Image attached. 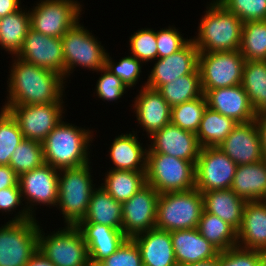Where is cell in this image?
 I'll list each match as a JSON object with an SVG mask.
<instances>
[{
	"label": "cell",
	"instance_id": "7a4b0ae2",
	"mask_svg": "<svg viewBox=\"0 0 266 266\" xmlns=\"http://www.w3.org/2000/svg\"><path fill=\"white\" fill-rule=\"evenodd\" d=\"M93 131L61 121L42 142L44 162L57 170L91 163L88 156ZM89 147V148H88Z\"/></svg>",
	"mask_w": 266,
	"mask_h": 266
},
{
	"label": "cell",
	"instance_id": "44dd1931",
	"mask_svg": "<svg viewBox=\"0 0 266 266\" xmlns=\"http://www.w3.org/2000/svg\"><path fill=\"white\" fill-rule=\"evenodd\" d=\"M205 96L207 107L237 123H247L255 119L256 114L241 84L209 90Z\"/></svg>",
	"mask_w": 266,
	"mask_h": 266
},
{
	"label": "cell",
	"instance_id": "6da1fadb",
	"mask_svg": "<svg viewBox=\"0 0 266 266\" xmlns=\"http://www.w3.org/2000/svg\"><path fill=\"white\" fill-rule=\"evenodd\" d=\"M4 106L64 103V76L14 57ZM9 82V83H8Z\"/></svg>",
	"mask_w": 266,
	"mask_h": 266
},
{
	"label": "cell",
	"instance_id": "2e32d148",
	"mask_svg": "<svg viewBox=\"0 0 266 266\" xmlns=\"http://www.w3.org/2000/svg\"><path fill=\"white\" fill-rule=\"evenodd\" d=\"M16 57L40 68L57 72L65 78L62 39L47 36L30 28Z\"/></svg>",
	"mask_w": 266,
	"mask_h": 266
},
{
	"label": "cell",
	"instance_id": "f907efd6",
	"mask_svg": "<svg viewBox=\"0 0 266 266\" xmlns=\"http://www.w3.org/2000/svg\"><path fill=\"white\" fill-rule=\"evenodd\" d=\"M19 0H0V18L15 13L20 9Z\"/></svg>",
	"mask_w": 266,
	"mask_h": 266
},
{
	"label": "cell",
	"instance_id": "f6af8a7d",
	"mask_svg": "<svg viewBox=\"0 0 266 266\" xmlns=\"http://www.w3.org/2000/svg\"><path fill=\"white\" fill-rule=\"evenodd\" d=\"M219 266H261V254L258 250L235 246L219 253Z\"/></svg>",
	"mask_w": 266,
	"mask_h": 266
},
{
	"label": "cell",
	"instance_id": "ee69618b",
	"mask_svg": "<svg viewBox=\"0 0 266 266\" xmlns=\"http://www.w3.org/2000/svg\"><path fill=\"white\" fill-rule=\"evenodd\" d=\"M101 71V77L97 80L96 84V94L98 98L106 101H116L120 99L124 92H127V87L123 82L105 67L100 68L98 72ZM103 73V74H102Z\"/></svg>",
	"mask_w": 266,
	"mask_h": 266
},
{
	"label": "cell",
	"instance_id": "681fc988",
	"mask_svg": "<svg viewBox=\"0 0 266 266\" xmlns=\"http://www.w3.org/2000/svg\"><path fill=\"white\" fill-rule=\"evenodd\" d=\"M261 138V152L266 159V111L256 114L255 119Z\"/></svg>",
	"mask_w": 266,
	"mask_h": 266
},
{
	"label": "cell",
	"instance_id": "11a10c76",
	"mask_svg": "<svg viewBox=\"0 0 266 266\" xmlns=\"http://www.w3.org/2000/svg\"><path fill=\"white\" fill-rule=\"evenodd\" d=\"M87 266H103L100 262H93L90 261L89 264Z\"/></svg>",
	"mask_w": 266,
	"mask_h": 266
},
{
	"label": "cell",
	"instance_id": "603a6c76",
	"mask_svg": "<svg viewBox=\"0 0 266 266\" xmlns=\"http://www.w3.org/2000/svg\"><path fill=\"white\" fill-rule=\"evenodd\" d=\"M175 259L178 266L206 261L217 257L220 251L197 230L170 231Z\"/></svg>",
	"mask_w": 266,
	"mask_h": 266
},
{
	"label": "cell",
	"instance_id": "cb8c5ba5",
	"mask_svg": "<svg viewBox=\"0 0 266 266\" xmlns=\"http://www.w3.org/2000/svg\"><path fill=\"white\" fill-rule=\"evenodd\" d=\"M87 245L90 261L101 262L114 253L127 238L122 230L99 223L76 225Z\"/></svg>",
	"mask_w": 266,
	"mask_h": 266
},
{
	"label": "cell",
	"instance_id": "4dcf8cb0",
	"mask_svg": "<svg viewBox=\"0 0 266 266\" xmlns=\"http://www.w3.org/2000/svg\"><path fill=\"white\" fill-rule=\"evenodd\" d=\"M238 123L207 107L203 113L197 139L201 147H219Z\"/></svg>",
	"mask_w": 266,
	"mask_h": 266
},
{
	"label": "cell",
	"instance_id": "d6986e66",
	"mask_svg": "<svg viewBox=\"0 0 266 266\" xmlns=\"http://www.w3.org/2000/svg\"><path fill=\"white\" fill-rule=\"evenodd\" d=\"M219 148L237 165L261 161V138L256 121L238 123Z\"/></svg>",
	"mask_w": 266,
	"mask_h": 266
},
{
	"label": "cell",
	"instance_id": "1f68e13d",
	"mask_svg": "<svg viewBox=\"0 0 266 266\" xmlns=\"http://www.w3.org/2000/svg\"><path fill=\"white\" fill-rule=\"evenodd\" d=\"M145 172L110 169L101 187L116 201L123 203L146 185Z\"/></svg>",
	"mask_w": 266,
	"mask_h": 266
},
{
	"label": "cell",
	"instance_id": "d590c367",
	"mask_svg": "<svg viewBox=\"0 0 266 266\" xmlns=\"http://www.w3.org/2000/svg\"><path fill=\"white\" fill-rule=\"evenodd\" d=\"M239 51L245 61H266V20L243 23Z\"/></svg>",
	"mask_w": 266,
	"mask_h": 266
},
{
	"label": "cell",
	"instance_id": "e0dca14e",
	"mask_svg": "<svg viewBox=\"0 0 266 266\" xmlns=\"http://www.w3.org/2000/svg\"><path fill=\"white\" fill-rule=\"evenodd\" d=\"M147 154H167L186 161H197L201 146L195 133L181 129L171 122L150 137Z\"/></svg>",
	"mask_w": 266,
	"mask_h": 266
},
{
	"label": "cell",
	"instance_id": "4316f807",
	"mask_svg": "<svg viewBox=\"0 0 266 266\" xmlns=\"http://www.w3.org/2000/svg\"><path fill=\"white\" fill-rule=\"evenodd\" d=\"M135 133V134H134ZM137 131L125 133L113 140L110 147V158L114 164L113 170L146 171L147 151L136 138Z\"/></svg>",
	"mask_w": 266,
	"mask_h": 266
},
{
	"label": "cell",
	"instance_id": "3957f363",
	"mask_svg": "<svg viewBox=\"0 0 266 266\" xmlns=\"http://www.w3.org/2000/svg\"><path fill=\"white\" fill-rule=\"evenodd\" d=\"M198 25V35L191 38L199 52L240 49L243 21L217 0H212Z\"/></svg>",
	"mask_w": 266,
	"mask_h": 266
},
{
	"label": "cell",
	"instance_id": "9a60e30c",
	"mask_svg": "<svg viewBox=\"0 0 266 266\" xmlns=\"http://www.w3.org/2000/svg\"><path fill=\"white\" fill-rule=\"evenodd\" d=\"M159 193L146 184L122 203V231L127 238L155 228Z\"/></svg>",
	"mask_w": 266,
	"mask_h": 266
},
{
	"label": "cell",
	"instance_id": "f5cc1de1",
	"mask_svg": "<svg viewBox=\"0 0 266 266\" xmlns=\"http://www.w3.org/2000/svg\"><path fill=\"white\" fill-rule=\"evenodd\" d=\"M182 266H219V255L217 257H214L206 261L191 263V264L182 265Z\"/></svg>",
	"mask_w": 266,
	"mask_h": 266
},
{
	"label": "cell",
	"instance_id": "83f0119b",
	"mask_svg": "<svg viewBox=\"0 0 266 266\" xmlns=\"http://www.w3.org/2000/svg\"><path fill=\"white\" fill-rule=\"evenodd\" d=\"M231 189L247 202L260 201L266 191V159L238 165Z\"/></svg>",
	"mask_w": 266,
	"mask_h": 266
},
{
	"label": "cell",
	"instance_id": "8fae6325",
	"mask_svg": "<svg viewBox=\"0 0 266 266\" xmlns=\"http://www.w3.org/2000/svg\"><path fill=\"white\" fill-rule=\"evenodd\" d=\"M76 22L62 37L65 80L76 66L98 71L105 66L107 52L83 24ZM72 71V72H71Z\"/></svg>",
	"mask_w": 266,
	"mask_h": 266
},
{
	"label": "cell",
	"instance_id": "5b68a950",
	"mask_svg": "<svg viewBox=\"0 0 266 266\" xmlns=\"http://www.w3.org/2000/svg\"><path fill=\"white\" fill-rule=\"evenodd\" d=\"M203 210V197L196 188L159 194L155 228L165 231L197 228Z\"/></svg>",
	"mask_w": 266,
	"mask_h": 266
},
{
	"label": "cell",
	"instance_id": "9c48e42d",
	"mask_svg": "<svg viewBox=\"0 0 266 266\" xmlns=\"http://www.w3.org/2000/svg\"><path fill=\"white\" fill-rule=\"evenodd\" d=\"M40 225L36 218L8 221L0 227V266H26L38 251Z\"/></svg>",
	"mask_w": 266,
	"mask_h": 266
},
{
	"label": "cell",
	"instance_id": "7c38bea8",
	"mask_svg": "<svg viewBox=\"0 0 266 266\" xmlns=\"http://www.w3.org/2000/svg\"><path fill=\"white\" fill-rule=\"evenodd\" d=\"M30 11L31 28L47 36L61 38L79 21L82 5L75 0H40Z\"/></svg>",
	"mask_w": 266,
	"mask_h": 266
},
{
	"label": "cell",
	"instance_id": "ffe728a7",
	"mask_svg": "<svg viewBox=\"0 0 266 266\" xmlns=\"http://www.w3.org/2000/svg\"><path fill=\"white\" fill-rule=\"evenodd\" d=\"M134 100L137 122L145 129L148 137L171 121V106L158 90L141 87Z\"/></svg>",
	"mask_w": 266,
	"mask_h": 266
},
{
	"label": "cell",
	"instance_id": "d6a6232c",
	"mask_svg": "<svg viewBox=\"0 0 266 266\" xmlns=\"http://www.w3.org/2000/svg\"><path fill=\"white\" fill-rule=\"evenodd\" d=\"M20 8L15 13L0 18V45L2 49L16 55L22 48L30 25L29 10Z\"/></svg>",
	"mask_w": 266,
	"mask_h": 266
},
{
	"label": "cell",
	"instance_id": "484cf974",
	"mask_svg": "<svg viewBox=\"0 0 266 266\" xmlns=\"http://www.w3.org/2000/svg\"><path fill=\"white\" fill-rule=\"evenodd\" d=\"M204 211L218 216L236 231L240 228L246 200L236 195L231 188L201 193Z\"/></svg>",
	"mask_w": 266,
	"mask_h": 266
},
{
	"label": "cell",
	"instance_id": "f35d334b",
	"mask_svg": "<svg viewBox=\"0 0 266 266\" xmlns=\"http://www.w3.org/2000/svg\"><path fill=\"white\" fill-rule=\"evenodd\" d=\"M24 140L16 119L5 108L0 112V165H9L11 155Z\"/></svg>",
	"mask_w": 266,
	"mask_h": 266
},
{
	"label": "cell",
	"instance_id": "b9f144b4",
	"mask_svg": "<svg viewBox=\"0 0 266 266\" xmlns=\"http://www.w3.org/2000/svg\"><path fill=\"white\" fill-rule=\"evenodd\" d=\"M243 22L266 20V0H217Z\"/></svg>",
	"mask_w": 266,
	"mask_h": 266
},
{
	"label": "cell",
	"instance_id": "ba28073f",
	"mask_svg": "<svg viewBox=\"0 0 266 266\" xmlns=\"http://www.w3.org/2000/svg\"><path fill=\"white\" fill-rule=\"evenodd\" d=\"M58 180L59 170L46 163L31 171L22 173L19 176L18 183L21 196L24 197L23 201H27L25 202L27 205H24L23 210L21 209L18 215L15 214V217L9 221H28L33 219L35 212L33 206L35 205L43 204L57 207Z\"/></svg>",
	"mask_w": 266,
	"mask_h": 266
},
{
	"label": "cell",
	"instance_id": "816d5d0a",
	"mask_svg": "<svg viewBox=\"0 0 266 266\" xmlns=\"http://www.w3.org/2000/svg\"><path fill=\"white\" fill-rule=\"evenodd\" d=\"M26 266H55L49 259L37 251Z\"/></svg>",
	"mask_w": 266,
	"mask_h": 266
},
{
	"label": "cell",
	"instance_id": "8992f818",
	"mask_svg": "<svg viewBox=\"0 0 266 266\" xmlns=\"http://www.w3.org/2000/svg\"><path fill=\"white\" fill-rule=\"evenodd\" d=\"M196 161H186L167 154H147L146 184L159 194L195 188Z\"/></svg>",
	"mask_w": 266,
	"mask_h": 266
},
{
	"label": "cell",
	"instance_id": "60d3db41",
	"mask_svg": "<svg viewBox=\"0 0 266 266\" xmlns=\"http://www.w3.org/2000/svg\"><path fill=\"white\" fill-rule=\"evenodd\" d=\"M143 62L134 56L123 57L119 62L115 63L107 53L105 58V68L116 75L123 84L128 88L136 86L140 77Z\"/></svg>",
	"mask_w": 266,
	"mask_h": 266
},
{
	"label": "cell",
	"instance_id": "277c9868",
	"mask_svg": "<svg viewBox=\"0 0 266 266\" xmlns=\"http://www.w3.org/2000/svg\"><path fill=\"white\" fill-rule=\"evenodd\" d=\"M89 165L59 170L57 206L62 211L65 225H77L87 213L96 189Z\"/></svg>",
	"mask_w": 266,
	"mask_h": 266
},
{
	"label": "cell",
	"instance_id": "e575fe53",
	"mask_svg": "<svg viewBox=\"0 0 266 266\" xmlns=\"http://www.w3.org/2000/svg\"><path fill=\"white\" fill-rule=\"evenodd\" d=\"M158 91L171 107L202 96L199 69L162 85Z\"/></svg>",
	"mask_w": 266,
	"mask_h": 266
},
{
	"label": "cell",
	"instance_id": "74e56055",
	"mask_svg": "<svg viewBox=\"0 0 266 266\" xmlns=\"http://www.w3.org/2000/svg\"><path fill=\"white\" fill-rule=\"evenodd\" d=\"M42 142L24 139L11 155L9 166L20 176L44 164Z\"/></svg>",
	"mask_w": 266,
	"mask_h": 266
},
{
	"label": "cell",
	"instance_id": "30bf717a",
	"mask_svg": "<svg viewBox=\"0 0 266 266\" xmlns=\"http://www.w3.org/2000/svg\"><path fill=\"white\" fill-rule=\"evenodd\" d=\"M245 59L239 50L199 52L198 69L203 94L242 83Z\"/></svg>",
	"mask_w": 266,
	"mask_h": 266
},
{
	"label": "cell",
	"instance_id": "bcb514c9",
	"mask_svg": "<svg viewBox=\"0 0 266 266\" xmlns=\"http://www.w3.org/2000/svg\"><path fill=\"white\" fill-rule=\"evenodd\" d=\"M178 30L175 27H168L156 32L158 58L178 52L191 40V38L184 39Z\"/></svg>",
	"mask_w": 266,
	"mask_h": 266
},
{
	"label": "cell",
	"instance_id": "d4e9b609",
	"mask_svg": "<svg viewBox=\"0 0 266 266\" xmlns=\"http://www.w3.org/2000/svg\"><path fill=\"white\" fill-rule=\"evenodd\" d=\"M237 242V246L246 249L261 251L266 247L265 203L261 201L246 203L242 222L237 230Z\"/></svg>",
	"mask_w": 266,
	"mask_h": 266
},
{
	"label": "cell",
	"instance_id": "9f6ffc18",
	"mask_svg": "<svg viewBox=\"0 0 266 266\" xmlns=\"http://www.w3.org/2000/svg\"><path fill=\"white\" fill-rule=\"evenodd\" d=\"M260 201L262 203H265L266 204V191H265V194H264L263 198Z\"/></svg>",
	"mask_w": 266,
	"mask_h": 266
},
{
	"label": "cell",
	"instance_id": "8d00e7d4",
	"mask_svg": "<svg viewBox=\"0 0 266 266\" xmlns=\"http://www.w3.org/2000/svg\"><path fill=\"white\" fill-rule=\"evenodd\" d=\"M207 108L205 94L171 107V123L183 130L195 133L198 131L203 113Z\"/></svg>",
	"mask_w": 266,
	"mask_h": 266
},
{
	"label": "cell",
	"instance_id": "7402d4cb",
	"mask_svg": "<svg viewBox=\"0 0 266 266\" xmlns=\"http://www.w3.org/2000/svg\"><path fill=\"white\" fill-rule=\"evenodd\" d=\"M132 239L139 248L143 266H178L170 231L153 228Z\"/></svg>",
	"mask_w": 266,
	"mask_h": 266
},
{
	"label": "cell",
	"instance_id": "5bb4252c",
	"mask_svg": "<svg viewBox=\"0 0 266 266\" xmlns=\"http://www.w3.org/2000/svg\"><path fill=\"white\" fill-rule=\"evenodd\" d=\"M63 106V103H50L2 107L16 119L24 139L43 142L63 120Z\"/></svg>",
	"mask_w": 266,
	"mask_h": 266
},
{
	"label": "cell",
	"instance_id": "ab89813d",
	"mask_svg": "<svg viewBox=\"0 0 266 266\" xmlns=\"http://www.w3.org/2000/svg\"><path fill=\"white\" fill-rule=\"evenodd\" d=\"M129 39L131 54L138 60L146 63L158 58L155 30L150 28L138 30Z\"/></svg>",
	"mask_w": 266,
	"mask_h": 266
},
{
	"label": "cell",
	"instance_id": "f1b7e54d",
	"mask_svg": "<svg viewBox=\"0 0 266 266\" xmlns=\"http://www.w3.org/2000/svg\"><path fill=\"white\" fill-rule=\"evenodd\" d=\"M79 223H99L122 230V203L98 186L92 193L86 215Z\"/></svg>",
	"mask_w": 266,
	"mask_h": 266
},
{
	"label": "cell",
	"instance_id": "7bdbcfd3",
	"mask_svg": "<svg viewBox=\"0 0 266 266\" xmlns=\"http://www.w3.org/2000/svg\"><path fill=\"white\" fill-rule=\"evenodd\" d=\"M100 263L103 266H143L139 248L132 238H126L114 253Z\"/></svg>",
	"mask_w": 266,
	"mask_h": 266
},
{
	"label": "cell",
	"instance_id": "52a82bcc",
	"mask_svg": "<svg viewBox=\"0 0 266 266\" xmlns=\"http://www.w3.org/2000/svg\"><path fill=\"white\" fill-rule=\"evenodd\" d=\"M43 229L38 233V251L55 266H87L89 252L82 233L76 225H66L45 236Z\"/></svg>",
	"mask_w": 266,
	"mask_h": 266
},
{
	"label": "cell",
	"instance_id": "f546056e",
	"mask_svg": "<svg viewBox=\"0 0 266 266\" xmlns=\"http://www.w3.org/2000/svg\"><path fill=\"white\" fill-rule=\"evenodd\" d=\"M242 87L248 95L250 104L259 114L266 111V61H245L242 75Z\"/></svg>",
	"mask_w": 266,
	"mask_h": 266
},
{
	"label": "cell",
	"instance_id": "c3c4849f",
	"mask_svg": "<svg viewBox=\"0 0 266 266\" xmlns=\"http://www.w3.org/2000/svg\"><path fill=\"white\" fill-rule=\"evenodd\" d=\"M19 176L14 169L9 165H0V190L19 186Z\"/></svg>",
	"mask_w": 266,
	"mask_h": 266
},
{
	"label": "cell",
	"instance_id": "ac0fdd59",
	"mask_svg": "<svg viewBox=\"0 0 266 266\" xmlns=\"http://www.w3.org/2000/svg\"><path fill=\"white\" fill-rule=\"evenodd\" d=\"M198 56L199 51L194 42L190 40L178 52L163 58H157L144 85L158 90L166 83L194 73L198 69Z\"/></svg>",
	"mask_w": 266,
	"mask_h": 266
},
{
	"label": "cell",
	"instance_id": "4fadbf2b",
	"mask_svg": "<svg viewBox=\"0 0 266 266\" xmlns=\"http://www.w3.org/2000/svg\"><path fill=\"white\" fill-rule=\"evenodd\" d=\"M237 166L219 147H201L195 164V188L201 193L231 188Z\"/></svg>",
	"mask_w": 266,
	"mask_h": 266
},
{
	"label": "cell",
	"instance_id": "db71d44e",
	"mask_svg": "<svg viewBox=\"0 0 266 266\" xmlns=\"http://www.w3.org/2000/svg\"><path fill=\"white\" fill-rule=\"evenodd\" d=\"M261 254V266H266V247L260 251Z\"/></svg>",
	"mask_w": 266,
	"mask_h": 266
},
{
	"label": "cell",
	"instance_id": "7dc6e473",
	"mask_svg": "<svg viewBox=\"0 0 266 266\" xmlns=\"http://www.w3.org/2000/svg\"><path fill=\"white\" fill-rule=\"evenodd\" d=\"M22 202L20 186L0 190V210L3 213L14 211L18 206L23 205Z\"/></svg>",
	"mask_w": 266,
	"mask_h": 266
},
{
	"label": "cell",
	"instance_id": "836d02e7",
	"mask_svg": "<svg viewBox=\"0 0 266 266\" xmlns=\"http://www.w3.org/2000/svg\"><path fill=\"white\" fill-rule=\"evenodd\" d=\"M198 232L220 252L237 246V231L218 216L203 210Z\"/></svg>",
	"mask_w": 266,
	"mask_h": 266
}]
</instances>
